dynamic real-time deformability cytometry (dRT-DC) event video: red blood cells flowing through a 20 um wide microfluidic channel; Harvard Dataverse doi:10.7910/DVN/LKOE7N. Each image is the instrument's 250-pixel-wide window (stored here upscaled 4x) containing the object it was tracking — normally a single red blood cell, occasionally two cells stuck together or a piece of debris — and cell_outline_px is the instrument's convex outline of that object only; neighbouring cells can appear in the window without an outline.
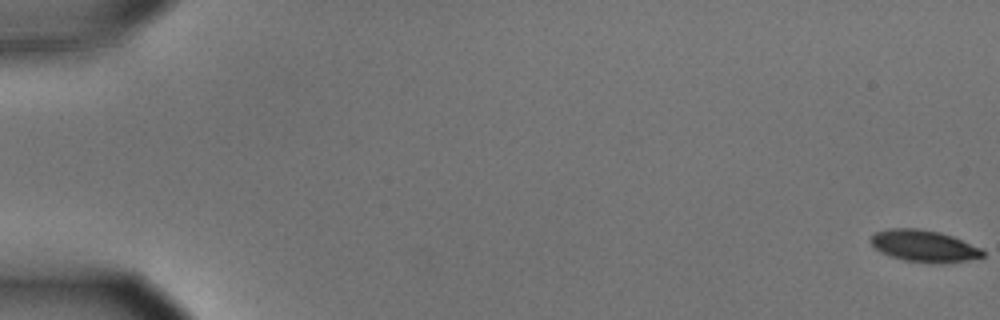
{"species": "common noctule bat (a hibernating species)", "species_latin": "Nyctalus noctula", "temperature_condition": "cold", "stored_images_in_passage": 60, "camera_frame_rate_fps": 3000, "um_per_image_px": 0.085, "animal": {"sex": "male", "body_mass_g": 15.6}, "frame": {"image": 1, "passage_image": 1, "time_ms": 0.0, "image_size_px": [1000, 320], "cell_outline_px": [[984, 256], [964, 260], [940, 264], [904, 260], [880, 252], [868, 240], [876, 232], [888, 228], [920, 228], [940, 232], [952, 236], [980, 248], [984, 252]], "centroid_in_image_um": [78.5, 20.89], "position_along_channel_um": 6.5, "area_um2": 20.58}}
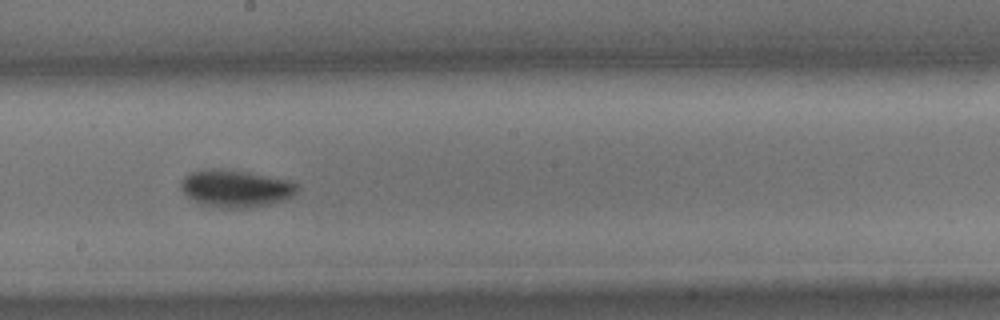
{"frame": {"image": 2, "passage_image": 34, "time_ms": 11.0, "image_size_px": [1000, 320], "cell_outline_px": [[300, 188], [292, 196], [284, 200], [252, 208], [220, 208], [200, 204], [188, 196], [180, 188], [180, 180], [184, 176], [192, 172], [244, 172], [288, 180], [300, 184]], "centroid_in_image_um": [20.09, 16.08], "position_along_channel_um": 228.1, "area_um2": 24.45}}
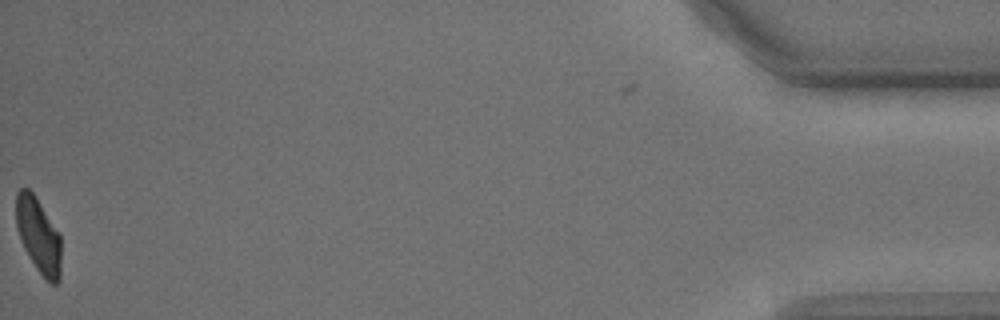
{"frame": {"image": 3, "passage_image": 59, "time_ms": 19.333, "image_size_px": [1000, 320], "cell_outline_px": [[60, 280], [56, 284], [52, 284], [44, 280], [28, 256], [20, 240], [16, 228], [16, 192], [20, 188], [28, 188], [32, 192], [60, 232]], "centroid_in_image_um": [3.26, 20.03], "position_along_channel_um": 431.9, "area_um2": 20.0}, "authors_computed_cell_mechanics": {"area_um2": 22.2819, "velocity_mm_per_s": 3.5238, "shape_relaxation_time_tau1_ms": 2.0754, "shape_relaxation_time_tau2_ms": 3.9886, "deformation_change_tau1": 0.1139, "deformation_change_tau2": 0.0612}}